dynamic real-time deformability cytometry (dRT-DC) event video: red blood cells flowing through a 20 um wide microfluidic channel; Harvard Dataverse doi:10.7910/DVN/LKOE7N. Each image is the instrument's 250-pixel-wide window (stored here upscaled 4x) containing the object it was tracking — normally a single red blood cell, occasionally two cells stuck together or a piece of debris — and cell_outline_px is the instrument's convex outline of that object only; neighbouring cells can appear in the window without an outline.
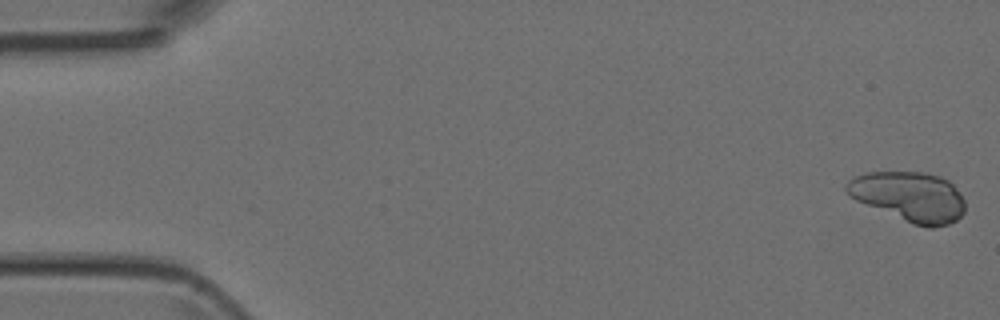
{"species": "Egyptian fruit bat (a non-hibernating species)", "species_latin": "Rousettus aegyptiacus", "temperature_condition": "room temperature", "stored_images_in_passage": 5, "camera_frame_rate_fps": 3000, "um_per_image_px": 0.085, "animal": {"sex": "female"}, "frame": {"image": 1, "passage_image": 1, "time_ms": 0.0, "image_size_px": [1000, 320], "cell_outline_px": [[964, 212], [956, 220], [948, 224], [932, 228], [928, 228], [912, 224], [856, 200], [848, 196], [844, 188], [844, 184], [852, 176], [868, 172], [924, 172], [940, 176], [948, 180], [952, 184], [964, 200]], "centroid_in_image_um": [77.25, 16.7], "position_along_channel_um": 7.8, "area_um2": 34.51}}